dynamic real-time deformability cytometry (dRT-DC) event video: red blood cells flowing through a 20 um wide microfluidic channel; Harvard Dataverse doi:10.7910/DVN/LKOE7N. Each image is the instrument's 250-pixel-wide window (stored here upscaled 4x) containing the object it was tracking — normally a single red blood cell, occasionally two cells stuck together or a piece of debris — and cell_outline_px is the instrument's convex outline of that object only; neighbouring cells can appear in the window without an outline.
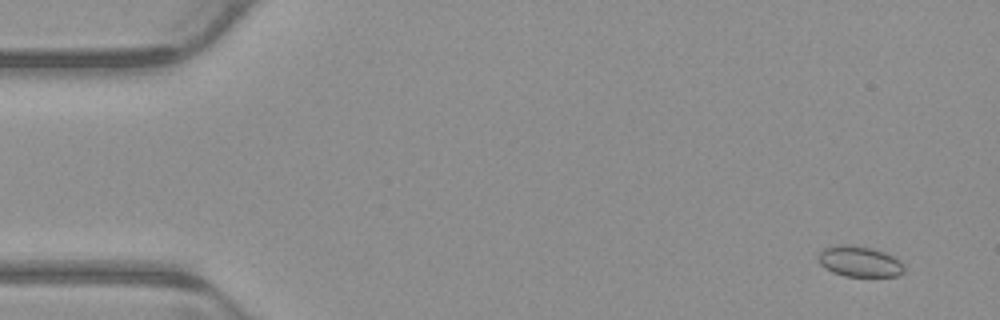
{"species": "common noctule bat (a hibernating species)", "species_latin": "Nyctalus noctula", "temperature_condition": "warm", "stored_images_in_passage": 4, "camera_frame_rate_fps": 3000, "um_per_image_px": 0.085, "animal": {"sex": "male", "body_mass_g": 23.1, "forearm_length_mm": 52.7}, "frame": {"image": 1, "passage_image": 1, "time_ms": 0.0, "image_size_px": [1000, 320], "cell_outline_px": [[904, 272], [896, 276], [844, 276], [832, 272], [820, 264], [816, 256], [824, 248], [836, 244], [848, 244], [872, 248], [896, 256], [904, 264]], "centroid_in_image_um": [73.06, 22.21], "position_along_channel_um": 11.9, "area_um2": 15.61}}
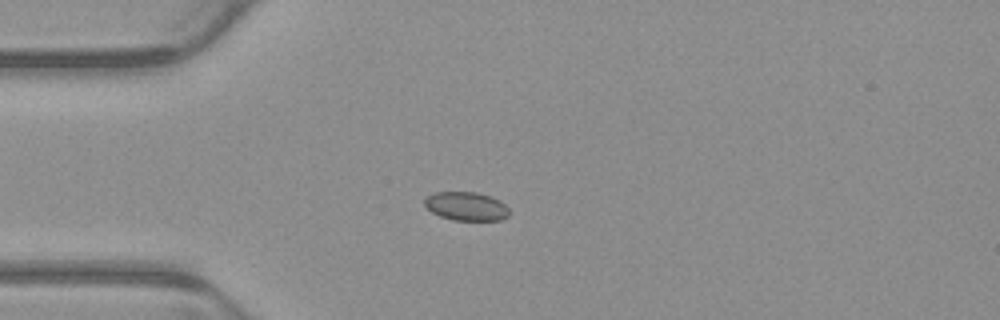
{"frame": {"image": 2, "passage_image": 4, "time_ms": 1.0, "image_size_px": [1000, 320], "cell_outline_px": [[508, 216], [500, 220], [452, 220], [440, 216], [432, 212], [424, 204], [424, 200], [428, 196], [436, 192], [476, 192], [500, 200], [508, 208]], "centroid_in_image_um": [39.63, 17.53], "position_along_channel_um": 45.4, "area_um2": 13.99}}